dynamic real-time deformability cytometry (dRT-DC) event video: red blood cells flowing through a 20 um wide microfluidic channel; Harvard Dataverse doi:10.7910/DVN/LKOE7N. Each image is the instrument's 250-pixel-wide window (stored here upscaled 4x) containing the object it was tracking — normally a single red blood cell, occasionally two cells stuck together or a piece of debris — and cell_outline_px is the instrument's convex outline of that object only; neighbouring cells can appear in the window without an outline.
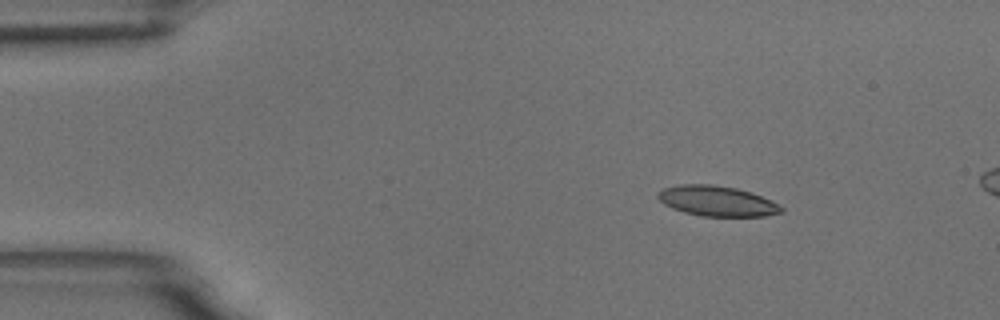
{"species": "common noctule bat (a hibernating species)", "species_latin": "Nyctalus noctula", "temperature_condition": "room temperature", "stored_images_in_passage": 8, "camera_frame_rate_fps": 3000, "um_per_image_px": 0.085, "animal": {"sex": "male", "body_mass_g": 18.8}, "frame": {"image": 1, "passage_image": 1, "time_ms": 0.0, "image_size_px": [1000, 320], "cell_outline_px": [[784, 212], [764, 216], [700, 216], [684, 212], [672, 208], [664, 204], [656, 196], [656, 192], [664, 188], [680, 184], [712, 184], [736, 188], [752, 192], [772, 200], [784, 208]], "centroid_in_image_um": [60.95, 17.08], "position_along_channel_um": 24.1, "area_um2": 21.96}}